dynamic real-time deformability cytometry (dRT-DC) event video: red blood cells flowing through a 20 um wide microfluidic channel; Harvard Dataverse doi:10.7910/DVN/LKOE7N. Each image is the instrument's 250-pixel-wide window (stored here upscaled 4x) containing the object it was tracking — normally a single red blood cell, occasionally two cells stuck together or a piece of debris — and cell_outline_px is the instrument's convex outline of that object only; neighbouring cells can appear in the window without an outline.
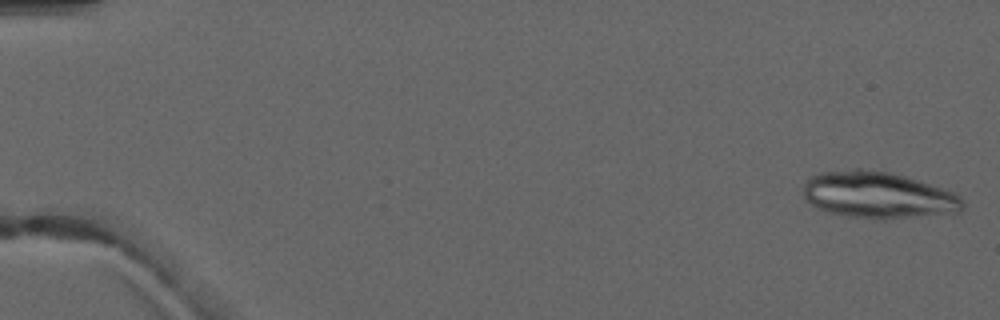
{"species": "common noctule bat (a hibernating species)", "species_latin": "Nyctalus noctula", "temperature_condition": "warm", "stored_images_in_passage": 6, "camera_frame_rate_fps": 3000, "um_per_image_px": 0.085, "animal": {"sex": "male", "forearm_length_mm": 52.5}, "frame": {"image": 1, "passage_image": 1, "time_ms": 0.0, "image_size_px": [1000, 320], "cell_outline_px": [[964, 208], [960, 212], [884, 220], [880, 220], [848, 216], [828, 212], [804, 200], [804, 180], [820, 172], [856, 168], [860, 168], [892, 172], [944, 188], [960, 196], [964, 200]], "centroid_in_image_um": [74.65, 16.58], "position_along_channel_um": 10.4, "area_um2": 43.81}}